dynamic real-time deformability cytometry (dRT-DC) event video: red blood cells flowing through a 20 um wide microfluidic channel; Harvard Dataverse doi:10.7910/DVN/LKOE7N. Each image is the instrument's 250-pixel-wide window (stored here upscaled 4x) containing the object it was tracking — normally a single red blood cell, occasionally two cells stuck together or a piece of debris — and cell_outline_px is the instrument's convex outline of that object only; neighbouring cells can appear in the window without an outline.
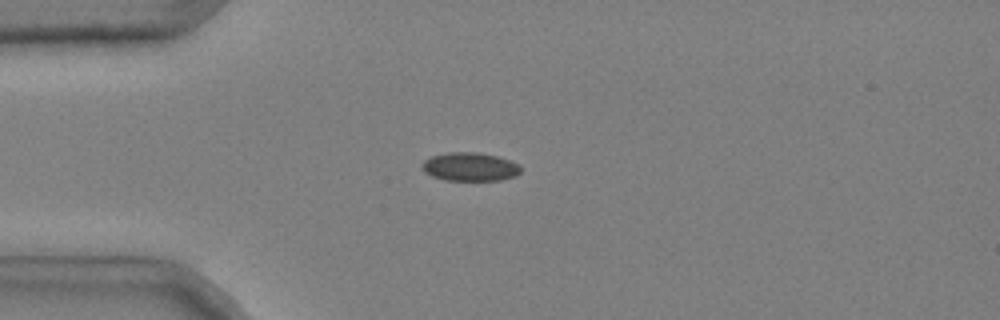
{"species": "common noctule bat (a hibernating species)", "species_latin": "Nyctalus noctula", "temperature_condition": "cold", "stored_images_in_passage": 40, "camera_frame_rate_fps": 3000, "um_per_image_px": 0.085, "animal": {"sex": "male", "body_mass_g": 20.4}, "frame": {"image": 1, "passage_image": 2, "time_ms": 0.333, "image_size_px": [1000, 320], "cell_outline_px": [[520, 172], [516, 176], [500, 180], [448, 180], [432, 176], [424, 172], [420, 164], [424, 160], [432, 156], [448, 152], [480, 152], [496, 156], [520, 164]], "centroid_in_image_um": [39.94, 14.17], "position_along_channel_um": 45.1, "area_um2": 16.42}}
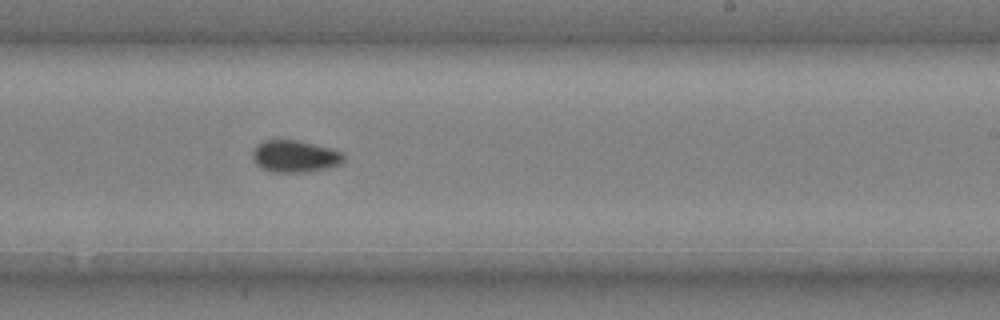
{"frame": {"image": 2, "passage_image": 21, "time_ms": 6.667, "image_size_px": [1000, 320], "cell_outline_px": [[344, 160], [340, 164], [328, 168], [308, 172], [272, 172], [260, 168], [256, 164], [252, 156], [252, 152], [256, 144], [264, 140], [296, 140], [332, 148], [344, 152]], "centroid_in_image_um": [25.07, 13.29], "position_along_channel_um": 263.9, "area_um2": 17.22}}
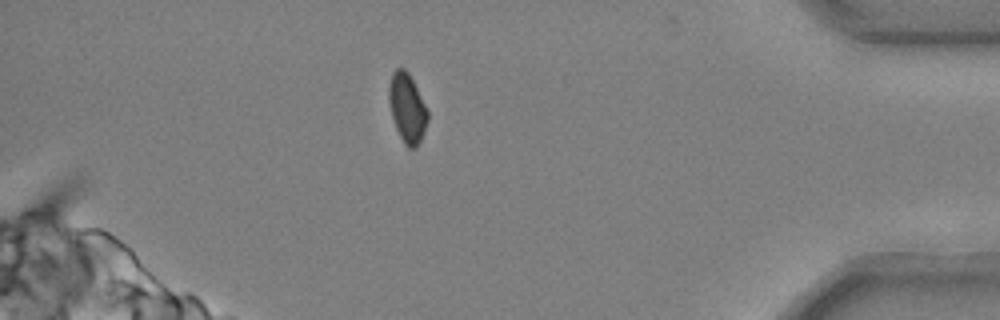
{"frame": {"image": 3, "passage_image": 35, "time_ms": 11.333, "image_size_px": [1000, 320], "cell_outline_px": [[428, 120], [424, 132], [416, 148], [408, 148], [404, 144], [396, 128], [392, 116], [388, 100], [388, 88], [392, 72], [396, 68], [404, 68], [408, 72], [428, 112]], "centroid_in_image_um": [34.59, 9.19], "position_along_channel_um": 400.6, "area_um2": 15.43}, "authors_computed_cell_mechanics": {"area_um2": 16.4152, "velocity_mm_per_s": 3.7164, "shape_relaxation_time_tau1_ms": 4.0618, "shape_relaxation_time_tau2_ms": 2.8069, "deformation_change_tau1": 0.0685, "deformation_change_tau2": 0.0358}}